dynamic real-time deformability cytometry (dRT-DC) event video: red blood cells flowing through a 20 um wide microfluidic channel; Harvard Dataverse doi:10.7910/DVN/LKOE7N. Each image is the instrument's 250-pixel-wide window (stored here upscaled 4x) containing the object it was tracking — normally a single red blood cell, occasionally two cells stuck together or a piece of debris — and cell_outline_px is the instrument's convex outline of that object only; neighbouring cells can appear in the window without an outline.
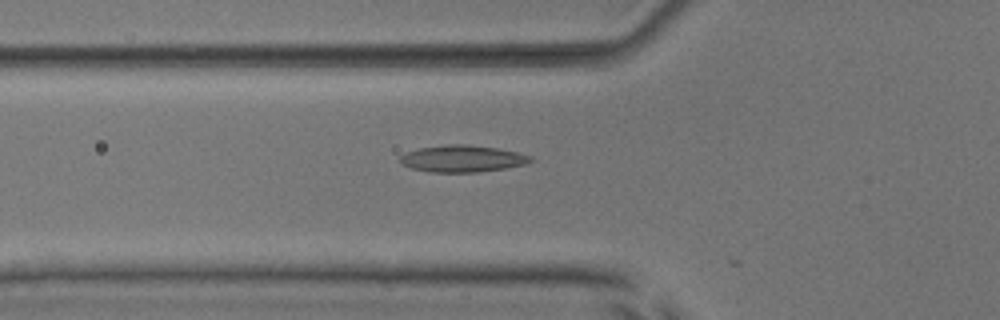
{"species": "common noctule bat (a hibernating species)", "species_latin": "Nyctalus noctula", "temperature_condition": "room temperature", "stored_images_in_passage": 14, "camera_frame_rate_fps": 3000, "um_per_image_px": 0.085, "animal": {"sex": "male", "body_mass_g": 17.9, "forearm_length_mm": 54.2}, "frame": {"image": 1, "passage_image": 13, "time_ms": 4.0, "image_size_px": [1000, 320], "cell_outline_px": [[536, 160], [524, 164], [504, 168], [476, 172], [432, 172], [412, 168], [400, 164], [400, 156], [404, 152], [420, 148], [448, 144], [468, 144], [496, 148], [516, 152], [532, 156]], "centroid_in_image_um": [39.29, 13.48], "position_along_channel_um": 86.5, "area_um2": 20.35}}